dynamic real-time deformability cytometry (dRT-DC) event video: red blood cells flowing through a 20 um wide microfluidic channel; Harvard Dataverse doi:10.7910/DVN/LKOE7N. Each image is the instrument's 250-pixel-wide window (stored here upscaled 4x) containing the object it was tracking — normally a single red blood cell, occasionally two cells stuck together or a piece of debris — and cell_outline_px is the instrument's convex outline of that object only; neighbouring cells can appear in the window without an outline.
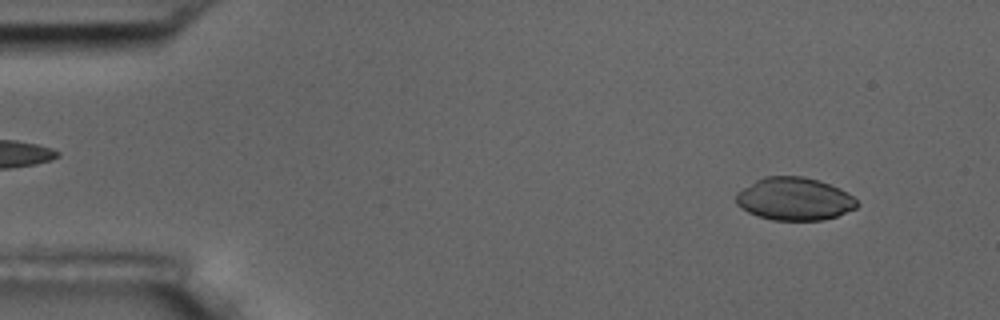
{"species": "common noctule bat (a hibernating species)", "species_latin": "Nyctalus noctula", "temperature_condition": "room temperature", "stored_images_in_passage": 55, "camera_frame_rate_fps": 3000, "um_per_image_px": 0.085, "animal": {"sex": "male", "body_mass_g": 17.5, "forearm_length_mm": 52.3}, "frame": {"image": 1, "passage_image": 5, "time_ms": 1.333, "image_size_px": [1000, 320], "cell_outline_px": [[860, 204], [856, 208], [836, 216], [824, 220], [772, 220], [756, 216], [748, 212], [736, 204], [736, 192], [756, 180], [764, 176], [804, 176], [820, 180], [840, 188], [848, 192]], "centroid_in_image_um": [67.52, 16.9], "position_along_channel_um": 17.5, "area_um2": 30.4}}
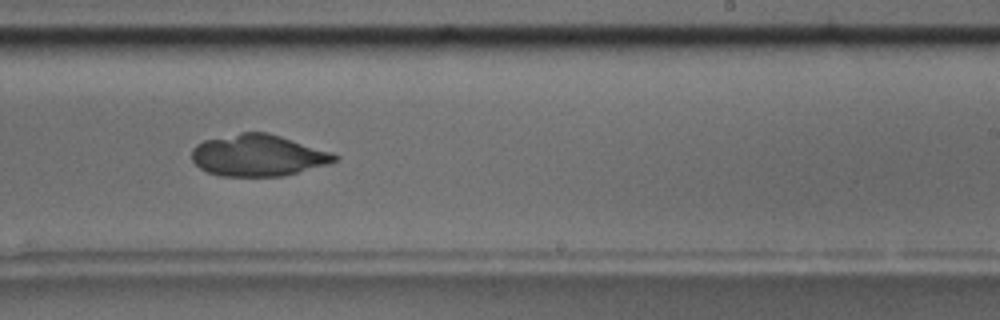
{"frame": {"image": 2, "passage_image": 34, "time_ms": 11.0, "image_size_px": [1000, 320], "cell_outline_px": [[340, 156], [336, 160], [328, 164], [284, 176], [220, 176], [208, 172], [200, 168], [192, 160], [192, 148], [196, 144], [204, 140], [244, 132], [268, 132], [332, 152]], "centroid_in_image_um": [21.94, 13.21], "position_along_channel_um": 267.1, "area_um2": 34.56}}